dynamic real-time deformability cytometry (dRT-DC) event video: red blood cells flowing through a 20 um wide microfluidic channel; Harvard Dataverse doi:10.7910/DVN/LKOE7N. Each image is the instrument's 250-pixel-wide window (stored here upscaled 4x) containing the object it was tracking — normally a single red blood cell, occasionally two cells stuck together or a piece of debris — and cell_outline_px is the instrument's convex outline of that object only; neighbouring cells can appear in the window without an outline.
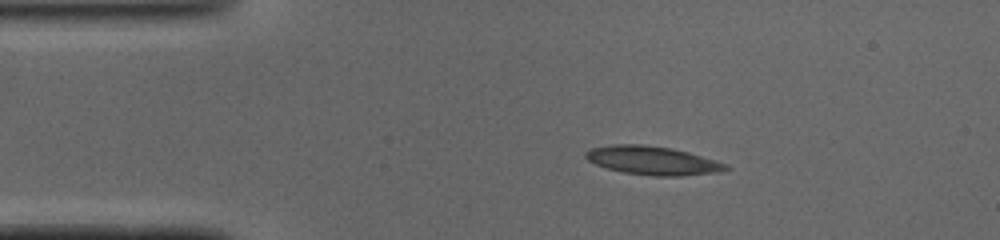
{"species": "common noctule bat (a hibernating species)", "species_latin": "Nyctalus noctula", "temperature_condition": "cold", "stored_images_in_passage": 41, "camera_frame_rate_fps": 3000, "um_per_image_px": 0.085, "animal": {"sex": "male", "body_mass_g": 19.0, "forearm_length_mm": 50.8}, "frame": {"image": 1, "passage_image": 1, "time_ms": 0.0, "image_size_px": [1000, 240], "cell_outline_px": [[732, 168], [716, 172], [680, 176], [652, 176], [624, 172], [608, 168], [596, 164], [588, 160], [584, 156], [584, 152], [592, 148], [612, 144], [644, 144], [672, 148], [688, 152], [716, 160], [728, 164]], "centroid_in_image_um": [55.48, 13.63], "position_along_channel_um": 29.5, "area_um2": 23.35}}
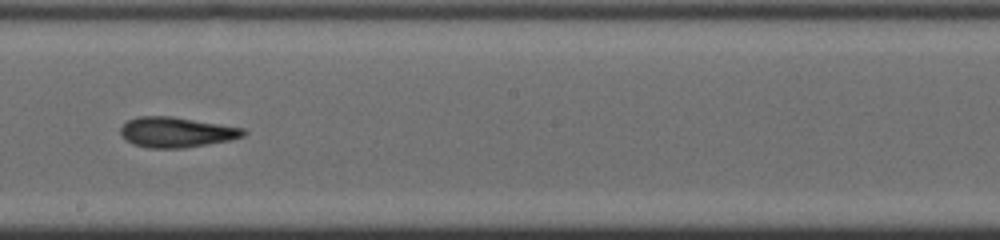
{"frame": {"image": 2, "passage_image": 19, "time_ms": 6.0, "image_size_px": [1000, 240], "cell_outline_px": [[248, 132], [244, 136], [228, 140], [208, 144], [184, 148], [148, 148], [132, 144], [124, 140], [120, 132], [120, 128], [128, 120], [140, 116], [172, 116], [244, 128]], "centroid_in_image_um": [14.97, 11.24], "position_along_channel_um": 233.2, "area_um2": 21.73}}
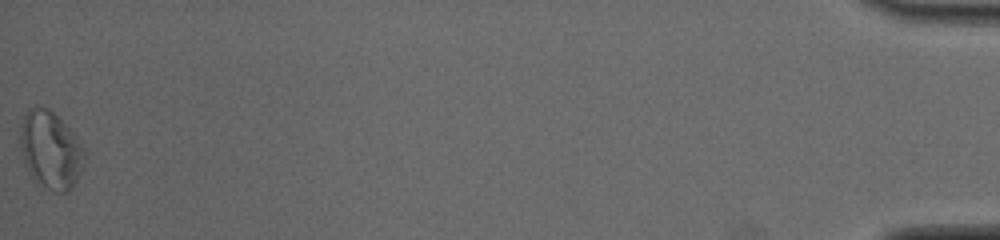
{"frame": {"image": 3, "passage_image": 41, "time_ms": 13.333, "image_size_px": [1000, 240], "cell_outline_px": [[88, 156], [76, 180], [64, 192], [56, 192], [36, 184], [28, 172], [20, 152], [20, 124], [28, 108], [48, 108], [80, 140], [88, 152]], "centroid_in_image_um": [4.3, 12.77], "position_along_channel_um": 430.9, "area_um2": 29.19}, "authors_computed_cell_mechanics": {"area_um2": 21.8484, "velocity_mm_per_s": 4.1018, "shape_relaxation_time_tau1_ms": 3.6821, "shape_relaxation_time_tau2_ms": 3.0143, "deformation_change_tau1": 0.1481, "deformation_change_tau2": 0.1357}}